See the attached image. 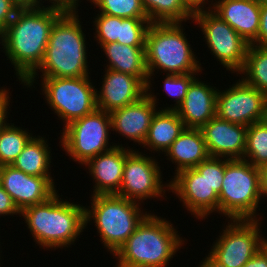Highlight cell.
Returning <instances> with one entry per match:
<instances>
[{"label":"cell","instance_id":"6da1fadb","mask_svg":"<svg viewBox=\"0 0 267 267\" xmlns=\"http://www.w3.org/2000/svg\"><path fill=\"white\" fill-rule=\"evenodd\" d=\"M66 10L57 6H21L0 34V44L23 84L41 65L51 29Z\"/></svg>","mask_w":267,"mask_h":267},{"label":"cell","instance_id":"7a4b0ae2","mask_svg":"<svg viewBox=\"0 0 267 267\" xmlns=\"http://www.w3.org/2000/svg\"><path fill=\"white\" fill-rule=\"evenodd\" d=\"M78 11H65L54 23L46 46L44 59L39 68L24 82L31 87L35 78L41 77H87L89 68L85 34ZM37 75V76H36Z\"/></svg>","mask_w":267,"mask_h":267},{"label":"cell","instance_id":"3957f363","mask_svg":"<svg viewBox=\"0 0 267 267\" xmlns=\"http://www.w3.org/2000/svg\"><path fill=\"white\" fill-rule=\"evenodd\" d=\"M57 193L20 212L35 243L42 249L68 247L86 228L85 206L64 201Z\"/></svg>","mask_w":267,"mask_h":267},{"label":"cell","instance_id":"277c9868","mask_svg":"<svg viewBox=\"0 0 267 267\" xmlns=\"http://www.w3.org/2000/svg\"><path fill=\"white\" fill-rule=\"evenodd\" d=\"M183 241L171 222L149 213L113 255L116 267H166Z\"/></svg>","mask_w":267,"mask_h":267},{"label":"cell","instance_id":"5b68a950","mask_svg":"<svg viewBox=\"0 0 267 267\" xmlns=\"http://www.w3.org/2000/svg\"><path fill=\"white\" fill-rule=\"evenodd\" d=\"M182 27L181 23L149 25L145 37L146 66L149 76L146 90L152 89L150 79L157 69L172 75L202 72L201 64L196 60Z\"/></svg>","mask_w":267,"mask_h":267},{"label":"cell","instance_id":"8992f818","mask_svg":"<svg viewBox=\"0 0 267 267\" xmlns=\"http://www.w3.org/2000/svg\"><path fill=\"white\" fill-rule=\"evenodd\" d=\"M91 197V209L85 207V226L93 217L102 243L114 255L149 213L141 211V203L116 194Z\"/></svg>","mask_w":267,"mask_h":267},{"label":"cell","instance_id":"52a82bcc","mask_svg":"<svg viewBox=\"0 0 267 267\" xmlns=\"http://www.w3.org/2000/svg\"><path fill=\"white\" fill-rule=\"evenodd\" d=\"M260 169L243 159H227L219 195V214L230 220H257Z\"/></svg>","mask_w":267,"mask_h":267},{"label":"cell","instance_id":"ba28073f","mask_svg":"<svg viewBox=\"0 0 267 267\" xmlns=\"http://www.w3.org/2000/svg\"><path fill=\"white\" fill-rule=\"evenodd\" d=\"M111 128L110 114L96 108L63 128L60 138L62 149L73 161L83 165L91 158L116 146H111L108 142Z\"/></svg>","mask_w":267,"mask_h":267},{"label":"cell","instance_id":"9c48e42d","mask_svg":"<svg viewBox=\"0 0 267 267\" xmlns=\"http://www.w3.org/2000/svg\"><path fill=\"white\" fill-rule=\"evenodd\" d=\"M41 78V90L45 94L46 102L49 104V108L65 123L64 127L97 108V89L90 82L89 76Z\"/></svg>","mask_w":267,"mask_h":267},{"label":"cell","instance_id":"30bf717a","mask_svg":"<svg viewBox=\"0 0 267 267\" xmlns=\"http://www.w3.org/2000/svg\"><path fill=\"white\" fill-rule=\"evenodd\" d=\"M230 221L208 256L221 267H243L267 239L261 237L259 219Z\"/></svg>","mask_w":267,"mask_h":267},{"label":"cell","instance_id":"8fae6325","mask_svg":"<svg viewBox=\"0 0 267 267\" xmlns=\"http://www.w3.org/2000/svg\"><path fill=\"white\" fill-rule=\"evenodd\" d=\"M193 21L202 28L203 37L215 58L228 71L239 72L243 69L249 43L245 41L227 22L223 21L212 9L194 12Z\"/></svg>","mask_w":267,"mask_h":267},{"label":"cell","instance_id":"7c38bea8","mask_svg":"<svg viewBox=\"0 0 267 267\" xmlns=\"http://www.w3.org/2000/svg\"><path fill=\"white\" fill-rule=\"evenodd\" d=\"M216 115L243 126L267 120V96L241 78L224 92L218 90Z\"/></svg>","mask_w":267,"mask_h":267},{"label":"cell","instance_id":"4fadbf2b","mask_svg":"<svg viewBox=\"0 0 267 267\" xmlns=\"http://www.w3.org/2000/svg\"><path fill=\"white\" fill-rule=\"evenodd\" d=\"M143 155L146 154L133 150L126 157L122 182L116 195L143 203L146 199L163 197L166 192L164 187L169 190V184L163 185L161 181L162 172L156 159Z\"/></svg>","mask_w":267,"mask_h":267},{"label":"cell","instance_id":"5bb4252c","mask_svg":"<svg viewBox=\"0 0 267 267\" xmlns=\"http://www.w3.org/2000/svg\"><path fill=\"white\" fill-rule=\"evenodd\" d=\"M169 182V189L184 203L183 206L197 219L219 212V196L210 188L207 170L184 169Z\"/></svg>","mask_w":267,"mask_h":267},{"label":"cell","instance_id":"9a60e30c","mask_svg":"<svg viewBox=\"0 0 267 267\" xmlns=\"http://www.w3.org/2000/svg\"><path fill=\"white\" fill-rule=\"evenodd\" d=\"M52 178L28 175L12 165H2L0 169V185L20 212L47 201L57 192Z\"/></svg>","mask_w":267,"mask_h":267},{"label":"cell","instance_id":"2e32d148","mask_svg":"<svg viewBox=\"0 0 267 267\" xmlns=\"http://www.w3.org/2000/svg\"><path fill=\"white\" fill-rule=\"evenodd\" d=\"M200 129L210 157L243 159L248 126L231 123L216 115Z\"/></svg>","mask_w":267,"mask_h":267},{"label":"cell","instance_id":"e0dca14e","mask_svg":"<svg viewBox=\"0 0 267 267\" xmlns=\"http://www.w3.org/2000/svg\"><path fill=\"white\" fill-rule=\"evenodd\" d=\"M149 91L146 90V95L137 102L109 113L111 131H115L139 145L143 144L152 118L157 112V97L151 94L153 92Z\"/></svg>","mask_w":267,"mask_h":267},{"label":"cell","instance_id":"ac0fdd59","mask_svg":"<svg viewBox=\"0 0 267 267\" xmlns=\"http://www.w3.org/2000/svg\"><path fill=\"white\" fill-rule=\"evenodd\" d=\"M105 70L100 91L96 90L98 109L111 113L146 95V85L138 77L111 69Z\"/></svg>","mask_w":267,"mask_h":267},{"label":"cell","instance_id":"d6986e66","mask_svg":"<svg viewBox=\"0 0 267 267\" xmlns=\"http://www.w3.org/2000/svg\"><path fill=\"white\" fill-rule=\"evenodd\" d=\"M132 151L133 149L122 147V144L116 145L84 164L88 166L89 173L95 180L93 195L116 194L119 191L125 160Z\"/></svg>","mask_w":267,"mask_h":267},{"label":"cell","instance_id":"ffe728a7","mask_svg":"<svg viewBox=\"0 0 267 267\" xmlns=\"http://www.w3.org/2000/svg\"><path fill=\"white\" fill-rule=\"evenodd\" d=\"M217 90L198 77L191 82L184 101L176 110L186 128H201L216 116Z\"/></svg>","mask_w":267,"mask_h":267},{"label":"cell","instance_id":"44dd1931","mask_svg":"<svg viewBox=\"0 0 267 267\" xmlns=\"http://www.w3.org/2000/svg\"><path fill=\"white\" fill-rule=\"evenodd\" d=\"M212 9L227 22L245 41L251 44L258 35L261 5L255 0H218Z\"/></svg>","mask_w":267,"mask_h":267},{"label":"cell","instance_id":"7402d4cb","mask_svg":"<svg viewBox=\"0 0 267 267\" xmlns=\"http://www.w3.org/2000/svg\"><path fill=\"white\" fill-rule=\"evenodd\" d=\"M165 153L177 165L176 173L195 168L210 157L200 128H185Z\"/></svg>","mask_w":267,"mask_h":267},{"label":"cell","instance_id":"603a6c76","mask_svg":"<svg viewBox=\"0 0 267 267\" xmlns=\"http://www.w3.org/2000/svg\"><path fill=\"white\" fill-rule=\"evenodd\" d=\"M109 61L106 69L131 74L145 85L149 80L146 66L145 46H128L118 42L100 46Z\"/></svg>","mask_w":267,"mask_h":267},{"label":"cell","instance_id":"cb8c5ba5","mask_svg":"<svg viewBox=\"0 0 267 267\" xmlns=\"http://www.w3.org/2000/svg\"><path fill=\"white\" fill-rule=\"evenodd\" d=\"M184 122L176 110L159 109L152 118L147 136L143 142L152 151L166 152L185 129ZM161 150V151H160Z\"/></svg>","mask_w":267,"mask_h":267},{"label":"cell","instance_id":"d4e9b609","mask_svg":"<svg viewBox=\"0 0 267 267\" xmlns=\"http://www.w3.org/2000/svg\"><path fill=\"white\" fill-rule=\"evenodd\" d=\"M49 149L44 137L35 136L27 143L12 166L28 175L52 177L49 172L52 159Z\"/></svg>","mask_w":267,"mask_h":267},{"label":"cell","instance_id":"484cf974","mask_svg":"<svg viewBox=\"0 0 267 267\" xmlns=\"http://www.w3.org/2000/svg\"><path fill=\"white\" fill-rule=\"evenodd\" d=\"M150 23H182L194 12L184 0H141Z\"/></svg>","mask_w":267,"mask_h":267},{"label":"cell","instance_id":"4316f807","mask_svg":"<svg viewBox=\"0 0 267 267\" xmlns=\"http://www.w3.org/2000/svg\"><path fill=\"white\" fill-rule=\"evenodd\" d=\"M252 87L267 96V47L250 44L247 49L245 65L239 74Z\"/></svg>","mask_w":267,"mask_h":267},{"label":"cell","instance_id":"83f0119b","mask_svg":"<svg viewBox=\"0 0 267 267\" xmlns=\"http://www.w3.org/2000/svg\"><path fill=\"white\" fill-rule=\"evenodd\" d=\"M11 124V125H10ZM8 123L0 132V165H12L33 138L26 130ZM29 133V134H28Z\"/></svg>","mask_w":267,"mask_h":267},{"label":"cell","instance_id":"f1b7e54d","mask_svg":"<svg viewBox=\"0 0 267 267\" xmlns=\"http://www.w3.org/2000/svg\"><path fill=\"white\" fill-rule=\"evenodd\" d=\"M243 160L259 169L267 165V120L248 126Z\"/></svg>","mask_w":267,"mask_h":267},{"label":"cell","instance_id":"f546056e","mask_svg":"<svg viewBox=\"0 0 267 267\" xmlns=\"http://www.w3.org/2000/svg\"><path fill=\"white\" fill-rule=\"evenodd\" d=\"M99 13L120 18H148L141 0H90Z\"/></svg>","mask_w":267,"mask_h":267},{"label":"cell","instance_id":"4dcf8cb0","mask_svg":"<svg viewBox=\"0 0 267 267\" xmlns=\"http://www.w3.org/2000/svg\"><path fill=\"white\" fill-rule=\"evenodd\" d=\"M93 23L95 38L100 46L121 40L122 18L98 13Z\"/></svg>","mask_w":267,"mask_h":267},{"label":"cell","instance_id":"1f68e13d","mask_svg":"<svg viewBox=\"0 0 267 267\" xmlns=\"http://www.w3.org/2000/svg\"><path fill=\"white\" fill-rule=\"evenodd\" d=\"M150 24L148 18H122L121 40L117 42L128 46H145Z\"/></svg>","mask_w":267,"mask_h":267},{"label":"cell","instance_id":"d6a6232c","mask_svg":"<svg viewBox=\"0 0 267 267\" xmlns=\"http://www.w3.org/2000/svg\"><path fill=\"white\" fill-rule=\"evenodd\" d=\"M198 73H188V74H181V75H172L167 74L164 79V91L170 97H174L176 102L174 107H166L164 110H177V108L182 104L184 101L185 95L187 90L191 84V82L196 78L195 75ZM195 76V77H194Z\"/></svg>","mask_w":267,"mask_h":267},{"label":"cell","instance_id":"836d02e7","mask_svg":"<svg viewBox=\"0 0 267 267\" xmlns=\"http://www.w3.org/2000/svg\"><path fill=\"white\" fill-rule=\"evenodd\" d=\"M226 167V158L209 157L195 167L196 170H207V181L210 188L219 196L224 172Z\"/></svg>","mask_w":267,"mask_h":267},{"label":"cell","instance_id":"e575fe53","mask_svg":"<svg viewBox=\"0 0 267 267\" xmlns=\"http://www.w3.org/2000/svg\"><path fill=\"white\" fill-rule=\"evenodd\" d=\"M20 7L21 5L16 0H0V34L14 19Z\"/></svg>","mask_w":267,"mask_h":267},{"label":"cell","instance_id":"d590c367","mask_svg":"<svg viewBox=\"0 0 267 267\" xmlns=\"http://www.w3.org/2000/svg\"><path fill=\"white\" fill-rule=\"evenodd\" d=\"M252 45L267 47V4L261 5L260 26L257 38Z\"/></svg>","mask_w":267,"mask_h":267},{"label":"cell","instance_id":"8d00e7d4","mask_svg":"<svg viewBox=\"0 0 267 267\" xmlns=\"http://www.w3.org/2000/svg\"><path fill=\"white\" fill-rule=\"evenodd\" d=\"M20 215V211L15 206L11 196L6 193L0 185V216L1 215Z\"/></svg>","mask_w":267,"mask_h":267},{"label":"cell","instance_id":"74e56055","mask_svg":"<svg viewBox=\"0 0 267 267\" xmlns=\"http://www.w3.org/2000/svg\"><path fill=\"white\" fill-rule=\"evenodd\" d=\"M9 90L6 88L0 89V132L1 130L8 124L6 121L7 119V110L8 106L10 105L9 103Z\"/></svg>","mask_w":267,"mask_h":267},{"label":"cell","instance_id":"f35d334b","mask_svg":"<svg viewBox=\"0 0 267 267\" xmlns=\"http://www.w3.org/2000/svg\"><path fill=\"white\" fill-rule=\"evenodd\" d=\"M243 267H267V242Z\"/></svg>","mask_w":267,"mask_h":267},{"label":"cell","instance_id":"ab89813d","mask_svg":"<svg viewBox=\"0 0 267 267\" xmlns=\"http://www.w3.org/2000/svg\"><path fill=\"white\" fill-rule=\"evenodd\" d=\"M49 2H51V6L60 7L65 9L66 11H76L78 10L76 8H78L79 6L78 0H49Z\"/></svg>","mask_w":267,"mask_h":267},{"label":"cell","instance_id":"60d3db41","mask_svg":"<svg viewBox=\"0 0 267 267\" xmlns=\"http://www.w3.org/2000/svg\"><path fill=\"white\" fill-rule=\"evenodd\" d=\"M261 199L267 197V165L260 168ZM263 196V197H262Z\"/></svg>","mask_w":267,"mask_h":267},{"label":"cell","instance_id":"b9f144b4","mask_svg":"<svg viewBox=\"0 0 267 267\" xmlns=\"http://www.w3.org/2000/svg\"><path fill=\"white\" fill-rule=\"evenodd\" d=\"M208 0H184V2L188 5V7L193 11L204 9V4L206 6V2Z\"/></svg>","mask_w":267,"mask_h":267},{"label":"cell","instance_id":"7bdbcfd3","mask_svg":"<svg viewBox=\"0 0 267 267\" xmlns=\"http://www.w3.org/2000/svg\"><path fill=\"white\" fill-rule=\"evenodd\" d=\"M198 267H221L216 262H214L209 256H206Z\"/></svg>","mask_w":267,"mask_h":267},{"label":"cell","instance_id":"ee69618b","mask_svg":"<svg viewBox=\"0 0 267 267\" xmlns=\"http://www.w3.org/2000/svg\"><path fill=\"white\" fill-rule=\"evenodd\" d=\"M21 6L27 5H43L42 0H16Z\"/></svg>","mask_w":267,"mask_h":267},{"label":"cell","instance_id":"f6af8a7d","mask_svg":"<svg viewBox=\"0 0 267 267\" xmlns=\"http://www.w3.org/2000/svg\"><path fill=\"white\" fill-rule=\"evenodd\" d=\"M259 5L267 4V0H255Z\"/></svg>","mask_w":267,"mask_h":267}]
</instances>
